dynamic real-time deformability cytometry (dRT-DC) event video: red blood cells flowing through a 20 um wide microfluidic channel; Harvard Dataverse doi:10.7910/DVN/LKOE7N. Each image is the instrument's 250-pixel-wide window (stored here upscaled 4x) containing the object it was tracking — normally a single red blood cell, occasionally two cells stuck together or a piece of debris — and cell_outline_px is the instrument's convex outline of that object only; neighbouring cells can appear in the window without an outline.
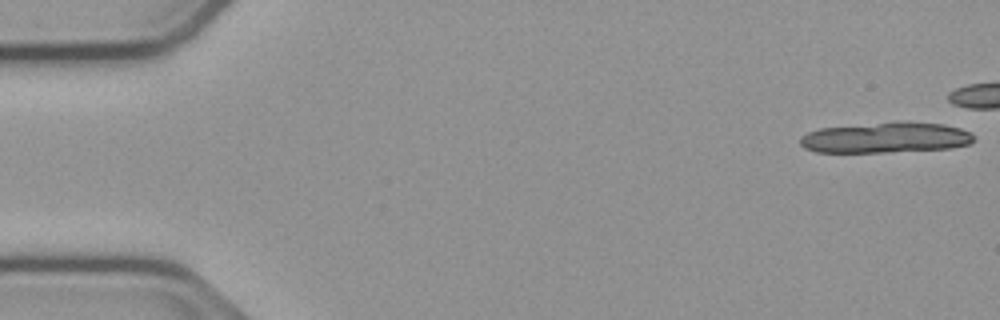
{"species": "common noctule bat (a hibernating species)", "species_latin": "Nyctalus noctula", "temperature_condition": "cold", "stored_images_in_passage": 18, "camera_frame_rate_fps": 3000, "um_per_image_px": 0.085, "animal": {"sex": "male", "body_mass_g": 23.1, "forearm_length_mm": 52.7}, "frame": {"image": 1, "passage_image": 1, "time_ms": 0.0, "image_size_px": [1000, 320], "cell_outline_px": [[976, 140], [968, 144], [952, 148], [884, 152], [816, 152], [804, 148], [800, 144], [800, 136], [808, 132], [820, 128], [880, 124], [944, 124], [960, 128], [972, 132]], "centroid_in_image_um": [75.29, 11.74], "position_along_channel_um": 9.7, "area_um2": 29.94}}